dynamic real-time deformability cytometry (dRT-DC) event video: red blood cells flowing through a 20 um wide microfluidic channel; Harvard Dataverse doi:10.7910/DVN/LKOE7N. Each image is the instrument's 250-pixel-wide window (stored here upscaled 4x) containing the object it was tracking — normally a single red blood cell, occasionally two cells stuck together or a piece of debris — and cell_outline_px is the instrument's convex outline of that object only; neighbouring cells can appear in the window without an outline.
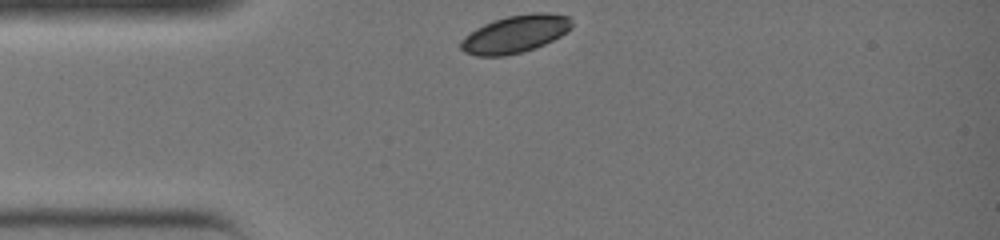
{"species": "common noctule bat (a hibernating species)", "species_latin": "Nyctalus noctula", "temperature_condition": "warm", "stored_images_in_passage": 24, "camera_frame_rate_fps": 3000, "um_per_image_px": 0.085, "animal": {"sex": "female", "body_mass_g": 19.0, "forearm_length_mm": 51.5}, "frame": {"image": 1, "passage_image": 1, "time_ms": 0.0, "image_size_px": [1000, 240], "cell_outline_px": [[572, 28], [560, 36], [536, 48], [504, 56], [476, 56], [464, 52], [460, 48], [460, 40], [464, 36], [476, 28], [492, 20], [508, 16], [532, 12], [544, 12], [568, 16], [572, 20]], "centroid_in_image_um": [43.78, 2.89], "position_along_channel_um": 41.2, "area_um2": 24.39}}
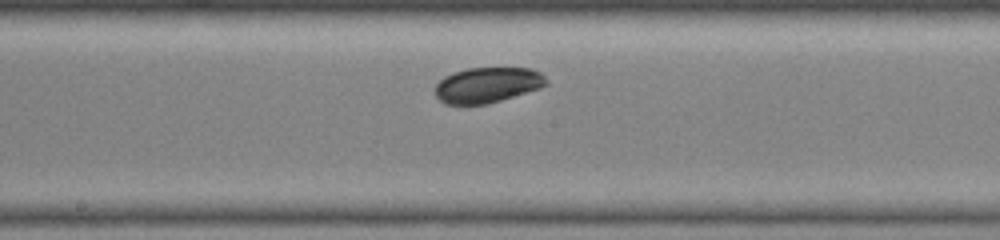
{"frame": {"image": 2, "passage_image": 12, "time_ms": 3.667, "image_size_px": [1000, 240], "cell_outline_px": [[548, 84], [540, 88], [488, 104], [444, 104], [436, 96], [436, 84], [444, 76], [452, 72], [468, 68], [532, 68], [540, 72], [548, 80]], "centroid_in_image_um": [41.44, 7.22], "position_along_channel_um": 206.8, "area_um2": 23.0}}
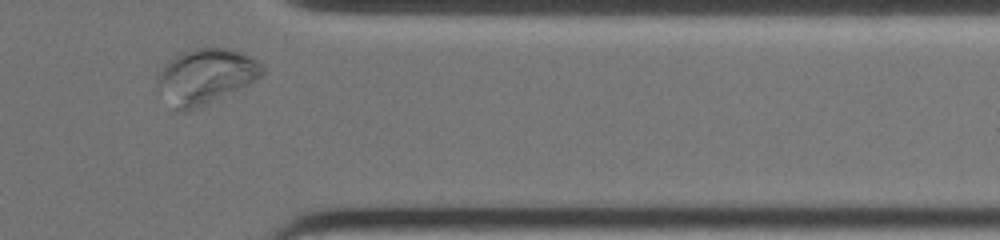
{"frame": {"image": 3, "passage_image": 23, "time_ms": 7.333, "image_size_px": [1000, 240], "cell_outline_px": [[264, 72], [260, 76], [248, 84], [208, 104], [184, 112], [176, 112], [172, 108], [156, 88], [156, 76], [160, 68], [172, 56], [180, 52], [192, 48], [232, 48], [244, 52], [252, 56], [264, 64]], "centroid_in_image_um": [17.44, 6.47], "position_along_channel_um": 394.0, "area_um2": 34.51}}